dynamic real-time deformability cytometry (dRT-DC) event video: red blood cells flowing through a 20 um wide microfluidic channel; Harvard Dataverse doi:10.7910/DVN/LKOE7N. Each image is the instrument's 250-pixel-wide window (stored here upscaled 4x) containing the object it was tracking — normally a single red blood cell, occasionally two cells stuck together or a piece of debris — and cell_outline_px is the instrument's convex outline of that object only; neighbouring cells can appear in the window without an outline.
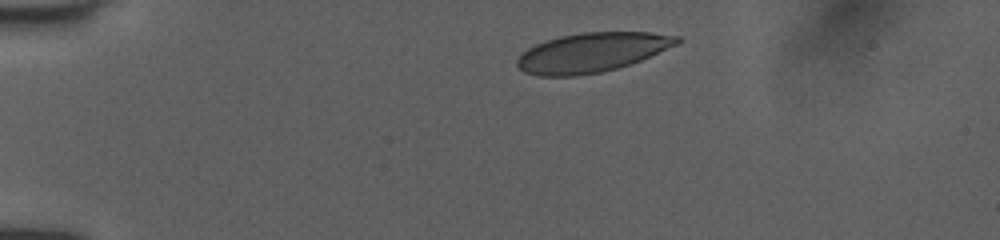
{"species": "human", "species_latin": "Homo sapiens", "temperature_condition": "room temperature", "stored_images_in_passage": 36, "camera_frame_rate_fps": 3000, "um_per_image_px": 0.085, "donor": {"sex": "female"}, "frame": {"image": 1, "passage_image": 1, "time_ms": 0.0, "image_size_px": [1000, 240], "cell_outline_px": [[680, 44], [640, 60], [616, 68], [600, 72], [576, 76], [540, 76], [524, 72], [516, 64], [516, 60], [528, 48], [536, 44], [560, 36], [580, 32], [652, 32], [680, 36]], "centroid_in_image_um": [50.34, 4.45], "position_along_channel_um": 34.7, "area_um2": 36.59}}
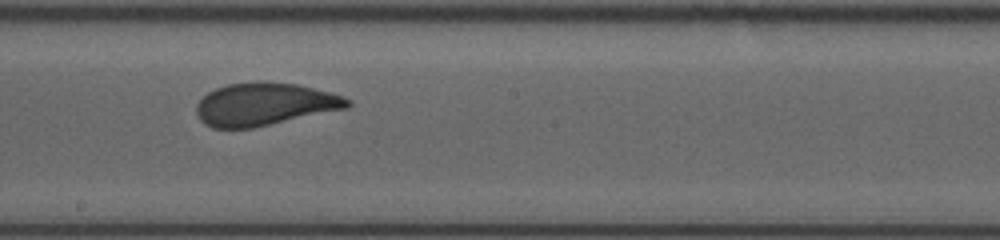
{"frame": {"image": 2, "passage_image": 20, "time_ms": 6.333, "image_size_px": [1000, 240], "cell_outline_px": [[352, 104], [348, 108], [252, 128], [212, 128], [204, 124], [200, 120], [196, 112], [196, 104], [208, 92], [216, 88], [228, 84], [256, 80], [264, 80], [296, 84], [344, 96], [352, 100]], "centroid_in_image_um": [22.48, 8.85], "position_along_channel_um": 225.7, "area_um2": 37.86}}
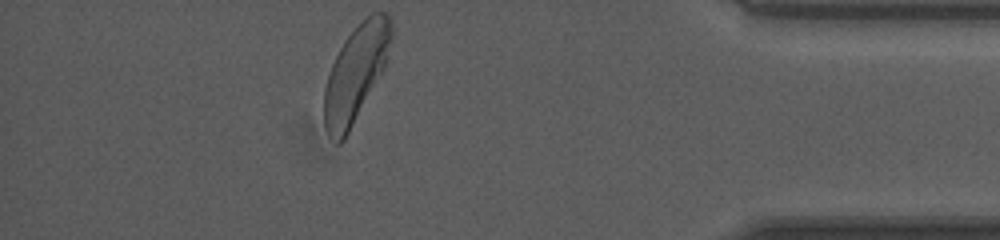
{"frame": {"image": 3, "passage_image": 36, "time_ms": 11.667, "image_size_px": [1000, 240], "cell_outline_px": [[392, 36], [384, 68], [344, 140], [340, 144], [336, 144], [328, 136], [324, 124], [324, 88], [332, 64], [344, 40], [372, 12], [384, 12], [392, 20]], "centroid_in_image_um": [30.22, 6.27], "position_along_channel_um": 405.0, "area_um2": 37.05}, "authors_computed_cell_mechanics": {"area_um2": 37.7434, "velocity_mm_per_s": 4.0192, "shape_relaxation_time_tau1_ms": 4.2221, "shape_relaxation_time_tau2_ms": null, "deformation_change_tau1": 0.1412, "deformation_change_tau2": null}}